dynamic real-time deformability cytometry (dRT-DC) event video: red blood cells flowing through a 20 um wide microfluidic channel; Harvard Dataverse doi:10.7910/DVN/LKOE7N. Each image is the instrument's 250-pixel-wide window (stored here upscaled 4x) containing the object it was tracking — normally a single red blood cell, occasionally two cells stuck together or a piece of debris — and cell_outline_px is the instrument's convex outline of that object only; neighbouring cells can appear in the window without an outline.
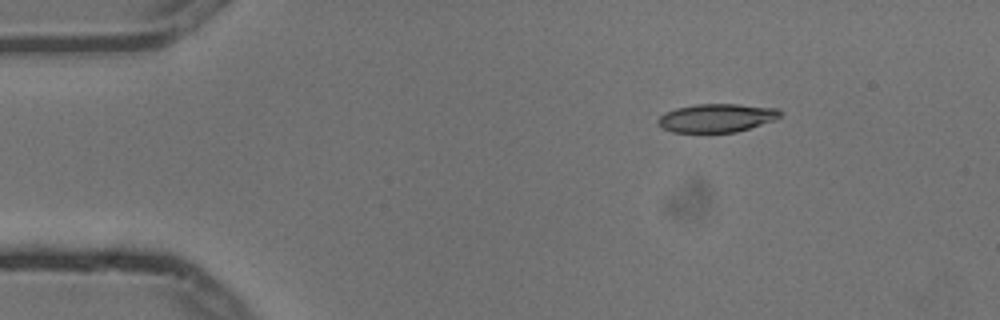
{"species": "common noctule bat (a hibernating species)", "species_latin": "Nyctalus noctula", "temperature_condition": "cold", "stored_images_in_passage": 5, "camera_frame_rate_fps": 3000, "um_per_image_px": 0.085, "animal": {"sex": "male", "body_mass_g": 13.3}, "frame": {"image": 1, "passage_image": 1, "time_ms": 0.0, "image_size_px": [1000, 320], "cell_outline_px": [[784, 116], [776, 120], [736, 132], [672, 132], [656, 124], [656, 120], [664, 112], [676, 108], [696, 104], [736, 104], [780, 108], [784, 112]], "centroid_in_image_um": [60.97, 10.02], "position_along_channel_um": 24.0, "area_um2": 20.58}}
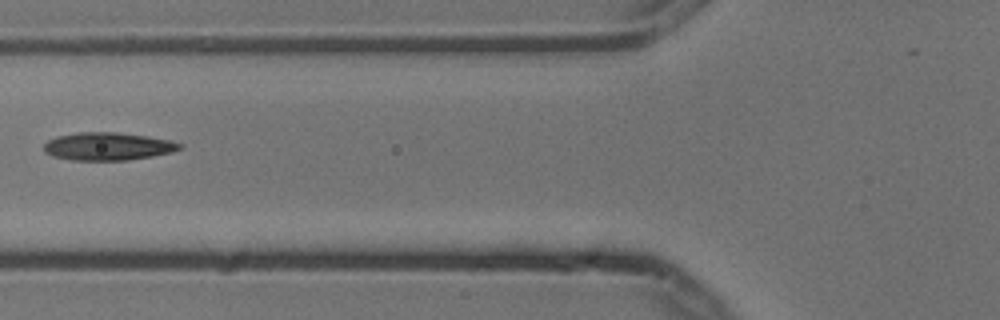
{"frame": {"image": 2, "passage_image": 4, "time_ms": 1.0, "image_size_px": [1000, 320], "cell_outline_px": [[184, 148], [172, 152], [152, 156], [128, 160], [72, 160], [52, 156], [44, 152], [44, 144], [48, 140], [56, 136], [76, 132], [116, 132], [148, 136], [172, 140], [184, 144]], "centroid_in_image_um": [9.2, 12.43], "position_along_channel_um": 116.6, "area_um2": 22.31}}
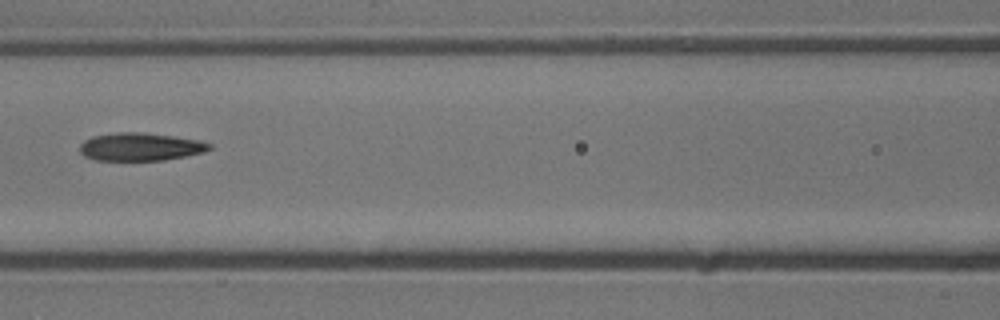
{"frame": {"image": 3, "passage_image": 5, "time_ms": 1.333, "image_size_px": [1000, 320], "cell_outline_px": [[212, 148], [204, 152], [164, 160], [96, 160], [84, 156], [80, 152], [80, 144], [84, 140], [92, 136], [116, 132], [140, 132], [176, 136], [200, 140], [212, 144]], "centroid_in_image_um": [11.94, 12.47], "position_along_channel_um": 154.7, "area_um2": 21.21}}